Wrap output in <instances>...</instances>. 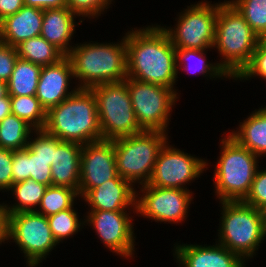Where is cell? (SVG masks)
<instances>
[{
	"mask_svg": "<svg viewBox=\"0 0 266 267\" xmlns=\"http://www.w3.org/2000/svg\"><path fill=\"white\" fill-rule=\"evenodd\" d=\"M259 37L245 18L228 1H218L213 49L218 63L234 79L250 62Z\"/></svg>",
	"mask_w": 266,
	"mask_h": 267,
	"instance_id": "5",
	"label": "cell"
},
{
	"mask_svg": "<svg viewBox=\"0 0 266 267\" xmlns=\"http://www.w3.org/2000/svg\"><path fill=\"white\" fill-rule=\"evenodd\" d=\"M208 51H211V49H176L177 73L180 75L181 70V72L184 71L187 74L202 75L201 77H207V80L212 81L218 79L233 80L218 61L210 62L209 59L206 60Z\"/></svg>",
	"mask_w": 266,
	"mask_h": 267,
	"instance_id": "23",
	"label": "cell"
},
{
	"mask_svg": "<svg viewBox=\"0 0 266 267\" xmlns=\"http://www.w3.org/2000/svg\"><path fill=\"white\" fill-rule=\"evenodd\" d=\"M180 11L175 25L161 26L172 45L176 49H213L218 2L201 0Z\"/></svg>",
	"mask_w": 266,
	"mask_h": 267,
	"instance_id": "9",
	"label": "cell"
},
{
	"mask_svg": "<svg viewBox=\"0 0 266 267\" xmlns=\"http://www.w3.org/2000/svg\"><path fill=\"white\" fill-rule=\"evenodd\" d=\"M136 190V216L157 223H185L194 193L185 189H170L142 185Z\"/></svg>",
	"mask_w": 266,
	"mask_h": 267,
	"instance_id": "13",
	"label": "cell"
},
{
	"mask_svg": "<svg viewBox=\"0 0 266 267\" xmlns=\"http://www.w3.org/2000/svg\"><path fill=\"white\" fill-rule=\"evenodd\" d=\"M76 204L77 201L70 209L47 217L51 233L58 245L82 231L85 226V216L80 218Z\"/></svg>",
	"mask_w": 266,
	"mask_h": 267,
	"instance_id": "28",
	"label": "cell"
},
{
	"mask_svg": "<svg viewBox=\"0 0 266 267\" xmlns=\"http://www.w3.org/2000/svg\"><path fill=\"white\" fill-rule=\"evenodd\" d=\"M34 129L16 115H8L0 122V148L12 151L27 147Z\"/></svg>",
	"mask_w": 266,
	"mask_h": 267,
	"instance_id": "27",
	"label": "cell"
},
{
	"mask_svg": "<svg viewBox=\"0 0 266 267\" xmlns=\"http://www.w3.org/2000/svg\"><path fill=\"white\" fill-rule=\"evenodd\" d=\"M43 130L61 141L82 145L102 140L97 102L92 90L78 88L59 105L49 108Z\"/></svg>",
	"mask_w": 266,
	"mask_h": 267,
	"instance_id": "3",
	"label": "cell"
},
{
	"mask_svg": "<svg viewBox=\"0 0 266 267\" xmlns=\"http://www.w3.org/2000/svg\"><path fill=\"white\" fill-rule=\"evenodd\" d=\"M126 85L140 128L168 134L173 106L177 105L180 96L171 88L134 78H126Z\"/></svg>",
	"mask_w": 266,
	"mask_h": 267,
	"instance_id": "11",
	"label": "cell"
},
{
	"mask_svg": "<svg viewBox=\"0 0 266 267\" xmlns=\"http://www.w3.org/2000/svg\"><path fill=\"white\" fill-rule=\"evenodd\" d=\"M161 24H150L125 31L127 78L176 89V48Z\"/></svg>",
	"mask_w": 266,
	"mask_h": 267,
	"instance_id": "1",
	"label": "cell"
},
{
	"mask_svg": "<svg viewBox=\"0 0 266 267\" xmlns=\"http://www.w3.org/2000/svg\"><path fill=\"white\" fill-rule=\"evenodd\" d=\"M136 190L129 181L113 178L90 189L81 201L88 205V211H129L136 209Z\"/></svg>",
	"mask_w": 266,
	"mask_h": 267,
	"instance_id": "18",
	"label": "cell"
},
{
	"mask_svg": "<svg viewBox=\"0 0 266 267\" xmlns=\"http://www.w3.org/2000/svg\"><path fill=\"white\" fill-rule=\"evenodd\" d=\"M42 66L18 58L7 82L10 96H32L36 94Z\"/></svg>",
	"mask_w": 266,
	"mask_h": 267,
	"instance_id": "25",
	"label": "cell"
},
{
	"mask_svg": "<svg viewBox=\"0 0 266 267\" xmlns=\"http://www.w3.org/2000/svg\"><path fill=\"white\" fill-rule=\"evenodd\" d=\"M8 95L7 83L0 81V99Z\"/></svg>",
	"mask_w": 266,
	"mask_h": 267,
	"instance_id": "45",
	"label": "cell"
},
{
	"mask_svg": "<svg viewBox=\"0 0 266 267\" xmlns=\"http://www.w3.org/2000/svg\"><path fill=\"white\" fill-rule=\"evenodd\" d=\"M20 59L47 66L58 63L65 55L43 37L36 36L16 46Z\"/></svg>",
	"mask_w": 266,
	"mask_h": 267,
	"instance_id": "26",
	"label": "cell"
},
{
	"mask_svg": "<svg viewBox=\"0 0 266 267\" xmlns=\"http://www.w3.org/2000/svg\"><path fill=\"white\" fill-rule=\"evenodd\" d=\"M228 134L263 160L266 156V111L255 109Z\"/></svg>",
	"mask_w": 266,
	"mask_h": 267,
	"instance_id": "22",
	"label": "cell"
},
{
	"mask_svg": "<svg viewBox=\"0 0 266 267\" xmlns=\"http://www.w3.org/2000/svg\"><path fill=\"white\" fill-rule=\"evenodd\" d=\"M27 147L13 151L12 185L27 180Z\"/></svg>",
	"mask_w": 266,
	"mask_h": 267,
	"instance_id": "39",
	"label": "cell"
},
{
	"mask_svg": "<svg viewBox=\"0 0 266 267\" xmlns=\"http://www.w3.org/2000/svg\"><path fill=\"white\" fill-rule=\"evenodd\" d=\"M73 79L72 64L67 56L56 64L42 66L35 95L46 111L59 105L78 89L77 86H70Z\"/></svg>",
	"mask_w": 266,
	"mask_h": 267,
	"instance_id": "17",
	"label": "cell"
},
{
	"mask_svg": "<svg viewBox=\"0 0 266 267\" xmlns=\"http://www.w3.org/2000/svg\"><path fill=\"white\" fill-rule=\"evenodd\" d=\"M13 151L0 148V192H7L12 186Z\"/></svg>",
	"mask_w": 266,
	"mask_h": 267,
	"instance_id": "38",
	"label": "cell"
},
{
	"mask_svg": "<svg viewBox=\"0 0 266 267\" xmlns=\"http://www.w3.org/2000/svg\"><path fill=\"white\" fill-rule=\"evenodd\" d=\"M8 242L15 243L20 253L24 254L22 256L26 267L42 266V261H46L58 245L47 217L35 211L7 215V244Z\"/></svg>",
	"mask_w": 266,
	"mask_h": 267,
	"instance_id": "10",
	"label": "cell"
},
{
	"mask_svg": "<svg viewBox=\"0 0 266 267\" xmlns=\"http://www.w3.org/2000/svg\"><path fill=\"white\" fill-rule=\"evenodd\" d=\"M82 144L62 141L54 151L51 165L52 185L68 187L78 192Z\"/></svg>",
	"mask_w": 266,
	"mask_h": 267,
	"instance_id": "21",
	"label": "cell"
},
{
	"mask_svg": "<svg viewBox=\"0 0 266 267\" xmlns=\"http://www.w3.org/2000/svg\"><path fill=\"white\" fill-rule=\"evenodd\" d=\"M266 78V47L259 41L250 62L233 79L246 82L254 78Z\"/></svg>",
	"mask_w": 266,
	"mask_h": 267,
	"instance_id": "34",
	"label": "cell"
},
{
	"mask_svg": "<svg viewBox=\"0 0 266 267\" xmlns=\"http://www.w3.org/2000/svg\"><path fill=\"white\" fill-rule=\"evenodd\" d=\"M12 114L24 120L34 130H43L46 110L36 95L10 96Z\"/></svg>",
	"mask_w": 266,
	"mask_h": 267,
	"instance_id": "30",
	"label": "cell"
},
{
	"mask_svg": "<svg viewBox=\"0 0 266 267\" xmlns=\"http://www.w3.org/2000/svg\"><path fill=\"white\" fill-rule=\"evenodd\" d=\"M220 219L216 242L237 254L244 262L258 255L266 236L258 209L243 201H219Z\"/></svg>",
	"mask_w": 266,
	"mask_h": 267,
	"instance_id": "6",
	"label": "cell"
},
{
	"mask_svg": "<svg viewBox=\"0 0 266 267\" xmlns=\"http://www.w3.org/2000/svg\"><path fill=\"white\" fill-rule=\"evenodd\" d=\"M136 209L130 211H87L85 214V226L95 230L101 243L115 255L125 260L135 259L137 248L134 229V217ZM87 214V215H86ZM136 249V250H135ZM131 258V259H130Z\"/></svg>",
	"mask_w": 266,
	"mask_h": 267,
	"instance_id": "14",
	"label": "cell"
},
{
	"mask_svg": "<svg viewBox=\"0 0 266 267\" xmlns=\"http://www.w3.org/2000/svg\"><path fill=\"white\" fill-rule=\"evenodd\" d=\"M27 179H33L36 182L46 186H52L51 166L46 160L36 157L27 147Z\"/></svg>",
	"mask_w": 266,
	"mask_h": 267,
	"instance_id": "35",
	"label": "cell"
},
{
	"mask_svg": "<svg viewBox=\"0 0 266 267\" xmlns=\"http://www.w3.org/2000/svg\"><path fill=\"white\" fill-rule=\"evenodd\" d=\"M7 243V214L3 203H0V246Z\"/></svg>",
	"mask_w": 266,
	"mask_h": 267,
	"instance_id": "42",
	"label": "cell"
},
{
	"mask_svg": "<svg viewBox=\"0 0 266 267\" xmlns=\"http://www.w3.org/2000/svg\"><path fill=\"white\" fill-rule=\"evenodd\" d=\"M243 202L256 209L266 204V168L261 169L259 166L250 191Z\"/></svg>",
	"mask_w": 266,
	"mask_h": 267,
	"instance_id": "36",
	"label": "cell"
},
{
	"mask_svg": "<svg viewBox=\"0 0 266 267\" xmlns=\"http://www.w3.org/2000/svg\"><path fill=\"white\" fill-rule=\"evenodd\" d=\"M173 257L178 267H246L237 254L215 241L207 244H180L173 245Z\"/></svg>",
	"mask_w": 266,
	"mask_h": 267,
	"instance_id": "16",
	"label": "cell"
},
{
	"mask_svg": "<svg viewBox=\"0 0 266 267\" xmlns=\"http://www.w3.org/2000/svg\"><path fill=\"white\" fill-rule=\"evenodd\" d=\"M25 6L40 9H54L67 7V0H23Z\"/></svg>",
	"mask_w": 266,
	"mask_h": 267,
	"instance_id": "41",
	"label": "cell"
},
{
	"mask_svg": "<svg viewBox=\"0 0 266 267\" xmlns=\"http://www.w3.org/2000/svg\"><path fill=\"white\" fill-rule=\"evenodd\" d=\"M168 140V134L159 131H142L113 140L118 175L134 187L146 185L159 151Z\"/></svg>",
	"mask_w": 266,
	"mask_h": 267,
	"instance_id": "7",
	"label": "cell"
},
{
	"mask_svg": "<svg viewBox=\"0 0 266 267\" xmlns=\"http://www.w3.org/2000/svg\"><path fill=\"white\" fill-rule=\"evenodd\" d=\"M77 18L67 7L44 9L40 36L67 56L75 45L71 41L76 33L75 28L83 22L76 21Z\"/></svg>",
	"mask_w": 266,
	"mask_h": 267,
	"instance_id": "19",
	"label": "cell"
},
{
	"mask_svg": "<svg viewBox=\"0 0 266 267\" xmlns=\"http://www.w3.org/2000/svg\"><path fill=\"white\" fill-rule=\"evenodd\" d=\"M90 89L96 97L103 140H115L143 131L132 107L126 79L98 84Z\"/></svg>",
	"mask_w": 266,
	"mask_h": 267,
	"instance_id": "8",
	"label": "cell"
},
{
	"mask_svg": "<svg viewBox=\"0 0 266 267\" xmlns=\"http://www.w3.org/2000/svg\"><path fill=\"white\" fill-rule=\"evenodd\" d=\"M170 143L169 139L159 151L151 178L146 185L189 190L187 185L206 173L211 162Z\"/></svg>",
	"mask_w": 266,
	"mask_h": 267,
	"instance_id": "12",
	"label": "cell"
},
{
	"mask_svg": "<svg viewBox=\"0 0 266 267\" xmlns=\"http://www.w3.org/2000/svg\"><path fill=\"white\" fill-rule=\"evenodd\" d=\"M78 198V199H77ZM80 197L75 189L60 186H48L35 212L46 217L70 209Z\"/></svg>",
	"mask_w": 266,
	"mask_h": 267,
	"instance_id": "29",
	"label": "cell"
},
{
	"mask_svg": "<svg viewBox=\"0 0 266 267\" xmlns=\"http://www.w3.org/2000/svg\"><path fill=\"white\" fill-rule=\"evenodd\" d=\"M221 136L220 152L213 170L214 195L220 202L243 201L250 191L261 159L225 131Z\"/></svg>",
	"mask_w": 266,
	"mask_h": 267,
	"instance_id": "4",
	"label": "cell"
},
{
	"mask_svg": "<svg viewBox=\"0 0 266 267\" xmlns=\"http://www.w3.org/2000/svg\"><path fill=\"white\" fill-rule=\"evenodd\" d=\"M43 14V9L24 5L18 12L0 21V41L16 47L25 40L39 36Z\"/></svg>",
	"mask_w": 266,
	"mask_h": 267,
	"instance_id": "20",
	"label": "cell"
},
{
	"mask_svg": "<svg viewBox=\"0 0 266 267\" xmlns=\"http://www.w3.org/2000/svg\"><path fill=\"white\" fill-rule=\"evenodd\" d=\"M12 114L10 95L0 99V122L8 115Z\"/></svg>",
	"mask_w": 266,
	"mask_h": 267,
	"instance_id": "43",
	"label": "cell"
},
{
	"mask_svg": "<svg viewBox=\"0 0 266 267\" xmlns=\"http://www.w3.org/2000/svg\"><path fill=\"white\" fill-rule=\"evenodd\" d=\"M259 41L266 47V32L259 38Z\"/></svg>",
	"mask_w": 266,
	"mask_h": 267,
	"instance_id": "46",
	"label": "cell"
},
{
	"mask_svg": "<svg viewBox=\"0 0 266 267\" xmlns=\"http://www.w3.org/2000/svg\"><path fill=\"white\" fill-rule=\"evenodd\" d=\"M47 187L33 179L13 184L7 192H11L10 194L14 197L15 202L14 200L13 203L10 201V204L3 201L6 214L36 211Z\"/></svg>",
	"mask_w": 266,
	"mask_h": 267,
	"instance_id": "24",
	"label": "cell"
},
{
	"mask_svg": "<svg viewBox=\"0 0 266 267\" xmlns=\"http://www.w3.org/2000/svg\"><path fill=\"white\" fill-rule=\"evenodd\" d=\"M67 57L73 68V84L76 83L78 88L90 89L98 84L127 78L125 35L117 42L75 43Z\"/></svg>",
	"mask_w": 266,
	"mask_h": 267,
	"instance_id": "2",
	"label": "cell"
},
{
	"mask_svg": "<svg viewBox=\"0 0 266 267\" xmlns=\"http://www.w3.org/2000/svg\"><path fill=\"white\" fill-rule=\"evenodd\" d=\"M112 2L115 3L114 0H67V8L79 17L78 20L95 18L96 21L113 5Z\"/></svg>",
	"mask_w": 266,
	"mask_h": 267,
	"instance_id": "33",
	"label": "cell"
},
{
	"mask_svg": "<svg viewBox=\"0 0 266 267\" xmlns=\"http://www.w3.org/2000/svg\"><path fill=\"white\" fill-rule=\"evenodd\" d=\"M113 178H122L116 168L113 140L102 139L84 144L80 157L79 197Z\"/></svg>",
	"mask_w": 266,
	"mask_h": 267,
	"instance_id": "15",
	"label": "cell"
},
{
	"mask_svg": "<svg viewBox=\"0 0 266 267\" xmlns=\"http://www.w3.org/2000/svg\"><path fill=\"white\" fill-rule=\"evenodd\" d=\"M61 142L60 139L48 134L44 130H34L30 135L27 147L36 157L46 160L48 165L51 166L52 162H54V151H56L57 146Z\"/></svg>",
	"mask_w": 266,
	"mask_h": 267,
	"instance_id": "32",
	"label": "cell"
},
{
	"mask_svg": "<svg viewBox=\"0 0 266 267\" xmlns=\"http://www.w3.org/2000/svg\"><path fill=\"white\" fill-rule=\"evenodd\" d=\"M258 211H259V215H260V219H261V223H262L263 232L266 236V204L259 207Z\"/></svg>",
	"mask_w": 266,
	"mask_h": 267,
	"instance_id": "44",
	"label": "cell"
},
{
	"mask_svg": "<svg viewBox=\"0 0 266 267\" xmlns=\"http://www.w3.org/2000/svg\"><path fill=\"white\" fill-rule=\"evenodd\" d=\"M18 58L16 47L0 41V81H9Z\"/></svg>",
	"mask_w": 266,
	"mask_h": 267,
	"instance_id": "37",
	"label": "cell"
},
{
	"mask_svg": "<svg viewBox=\"0 0 266 267\" xmlns=\"http://www.w3.org/2000/svg\"><path fill=\"white\" fill-rule=\"evenodd\" d=\"M260 80H264L266 82V78H259ZM260 110H265L266 111V106L263 107V105L261 107H259Z\"/></svg>",
	"mask_w": 266,
	"mask_h": 267,
	"instance_id": "47",
	"label": "cell"
},
{
	"mask_svg": "<svg viewBox=\"0 0 266 267\" xmlns=\"http://www.w3.org/2000/svg\"><path fill=\"white\" fill-rule=\"evenodd\" d=\"M24 6L23 0H0V21L15 14Z\"/></svg>",
	"mask_w": 266,
	"mask_h": 267,
	"instance_id": "40",
	"label": "cell"
},
{
	"mask_svg": "<svg viewBox=\"0 0 266 267\" xmlns=\"http://www.w3.org/2000/svg\"><path fill=\"white\" fill-rule=\"evenodd\" d=\"M260 38L266 32V0H228Z\"/></svg>",
	"mask_w": 266,
	"mask_h": 267,
	"instance_id": "31",
	"label": "cell"
}]
</instances>
